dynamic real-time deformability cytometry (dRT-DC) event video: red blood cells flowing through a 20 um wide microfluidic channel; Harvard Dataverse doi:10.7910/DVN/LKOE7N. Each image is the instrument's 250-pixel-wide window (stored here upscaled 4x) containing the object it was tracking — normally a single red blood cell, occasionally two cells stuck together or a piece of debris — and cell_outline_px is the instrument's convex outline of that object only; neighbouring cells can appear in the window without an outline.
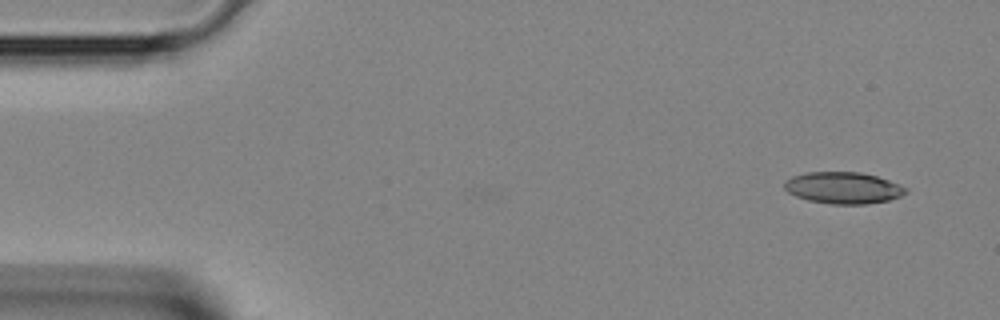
{"species": "Egyptian fruit bat (a non-hibernating species)", "species_latin": "Rousettus aegyptiacus", "temperature_condition": "room temperature", "stored_images_in_passage": 3, "camera_frame_rate_fps": 3000, "um_per_image_px": 0.085, "animal": {"sex": "female"}, "frame": {"image": 1, "passage_image": 1, "time_ms": 0.0, "image_size_px": [1000, 320], "cell_outline_px": [[908, 192], [900, 196], [888, 200], [864, 204], [832, 204], [808, 200], [796, 196], [788, 192], [784, 188], [784, 180], [792, 176], [804, 172], [860, 172], [876, 176], [888, 180], [908, 188]], "centroid_in_image_um": [71.65, 15.96], "position_along_channel_um": 13.4, "area_um2": 22.37}}
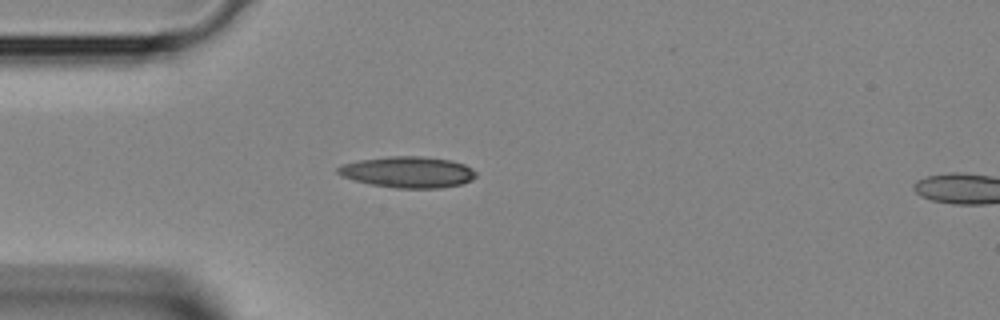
{"frame": {"image": 2, "passage_image": 2, "time_ms": 0.333, "image_size_px": [1000, 320], "cell_outline_px": [[476, 176], [472, 180], [460, 184], [440, 188], [396, 188], [372, 184], [356, 180], [344, 176], [336, 172], [336, 168], [344, 164], [360, 160], [388, 156], [424, 156], [452, 160], [464, 164], [472, 168], [476, 172]], "centroid_in_image_um": [34.72, 14.62], "position_along_channel_um": 50.3, "area_um2": 24.97}}